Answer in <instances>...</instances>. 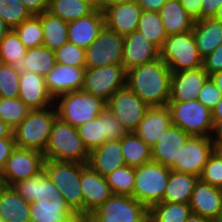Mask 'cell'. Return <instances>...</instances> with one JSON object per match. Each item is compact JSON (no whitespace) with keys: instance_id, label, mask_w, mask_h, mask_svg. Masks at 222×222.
I'll list each match as a JSON object with an SVG mask.
<instances>
[{"instance_id":"obj_1","label":"cell","mask_w":222,"mask_h":222,"mask_svg":"<svg viewBox=\"0 0 222 222\" xmlns=\"http://www.w3.org/2000/svg\"><path fill=\"white\" fill-rule=\"evenodd\" d=\"M12 188L30 202L31 222H76L79 219L44 170L14 183Z\"/></svg>"},{"instance_id":"obj_2","label":"cell","mask_w":222,"mask_h":222,"mask_svg":"<svg viewBox=\"0 0 222 222\" xmlns=\"http://www.w3.org/2000/svg\"><path fill=\"white\" fill-rule=\"evenodd\" d=\"M172 71L159 57L127 70L126 86L149 107L167 106Z\"/></svg>"},{"instance_id":"obj_3","label":"cell","mask_w":222,"mask_h":222,"mask_svg":"<svg viewBox=\"0 0 222 222\" xmlns=\"http://www.w3.org/2000/svg\"><path fill=\"white\" fill-rule=\"evenodd\" d=\"M45 160L67 161L87 164L89 152L84 146L77 128L61 121L53 122L48 144L44 151Z\"/></svg>"},{"instance_id":"obj_4","label":"cell","mask_w":222,"mask_h":222,"mask_svg":"<svg viewBox=\"0 0 222 222\" xmlns=\"http://www.w3.org/2000/svg\"><path fill=\"white\" fill-rule=\"evenodd\" d=\"M56 118L55 105L29 110L24 120L12 130L16 147L44 153Z\"/></svg>"},{"instance_id":"obj_5","label":"cell","mask_w":222,"mask_h":222,"mask_svg":"<svg viewBox=\"0 0 222 222\" xmlns=\"http://www.w3.org/2000/svg\"><path fill=\"white\" fill-rule=\"evenodd\" d=\"M44 171L60 191L70 209L79 218H83L81 163L45 160Z\"/></svg>"},{"instance_id":"obj_6","label":"cell","mask_w":222,"mask_h":222,"mask_svg":"<svg viewBox=\"0 0 222 222\" xmlns=\"http://www.w3.org/2000/svg\"><path fill=\"white\" fill-rule=\"evenodd\" d=\"M57 117L73 127L92 121L106 108V102L83 90L68 92L54 100Z\"/></svg>"},{"instance_id":"obj_7","label":"cell","mask_w":222,"mask_h":222,"mask_svg":"<svg viewBox=\"0 0 222 222\" xmlns=\"http://www.w3.org/2000/svg\"><path fill=\"white\" fill-rule=\"evenodd\" d=\"M160 58L172 72L194 70L203 66L193 31L168 36L160 49Z\"/></svg>"},{"instance_id":"obj_8","label":"cell","mask_w":222,"mask_h":222,"mask_svg":"<svg viewBox=\"0 0 222 222\" xmlns=\"http://www.w3.org/2000/svg\"><path fill=\"white\" fill-rule=\"evenodd\" d=\"M170 172V168L154 161L135 167L133 197L148 209L156 203L163 202Z\"/></svg>"},{"instance_id":"obj_9","label":"cell","mask_w":222,"mask_h":222,"mask_svg":"<svg viewBox=\"0 0 222 222\" xmlns=\"http://www.w3.org/2000/svg\"><path fill=\"white\" fill-rule=\"evenodd\" d=\"M171 122L191 136H208L213 131L212 110L197 99L186 102H168Z\"/></svg>"},{"instance_id":"obj_10","label":"cell","mask_w":222,"mask_h":222,"mask_svg":"<svg viewBox=\"0 0 222 222\" xmlns=\"http://www.w3.org/2000/svg\"><path fill=\"white\" fill-rule=\"evenodd\" d=\"M149 209L133 196L112 195L87 218L91 222H142Z\"/></svg>"},{"instance_id":"obj_11","label":"cell","mask_w":222,"mask_h":222,"mask_svg":"<svg viewBox=\"0 0 222 222\" xmlns=\"http://www.w3.org/2000/svg\"><path fill=\"white\" fill-rule=\"evenodd\" d=\"M126 77L123 64L86 68L82 90L107 103L116 91L126 86Z\"/></svg>"},{"instance_id":"obj_12","label":"cell","mask_w":222,"mask_h":222,"mask_svg":"<svg viewBox=\"0 0 222 222\" xmlns=\"http://www.w3.org/2000/svg\"><path fill=\"white\" fill-rule=\"evenodd\" d=\"M77 131L89 153L105 141L121 139L128 133L107 106L98 117L78 126Z\"/></svg>"},{"instance_id":"obj_13","label":"cell","mask_w":222,"mask_h":222,"mask_svg":"<svg viewBox=\"0 0 222 222\" xmlns=\"http://www.w3.org/2000/svg\"><path fill=\"white\" fill-rule=\"evenodd\" d=\"M123 41V35L105 25L99 32L98 38L85 49V67L99 68L107 65L123 64Z\"/></svg>"},{"instance_id":"obj_14","label":"cell","mask_w":222,"mask_h":222,"mask_svg":"<svg viewBox=\"0 0 222 222\" xmlns=\"http://www.w3.org/2000/svg\"><path fill=\"white\" fill-rule=\"evenodd\" d=\"M44 154L25 148L15 147L0 174V184L14 183L38 175L44 170Z\"/></svg>"},{"instance_id":"obj_15","label":"cell","mask_w":222,"mask_h":222,"mask_svg":"<svg viewBox=\"0 0 222 222\" xmlns=\"http://www.w3.org/2000/svg\"><path fill=\"white\" fill-rule=\"evenodd\" d=\"M126 131L134 132L150 108L127 86L116 91L106 103Z\"/></svg>"},{"instance_id":"obj_16","label":"cell","mask_w":222,"mask_h":222,"mask_svg":"<svg viewBox=\"0 0 222 222\" xmlns=\"http://www.w3.org/2000/svg\"><path fill=\"white\" fill-rule=\"evenodd\" d=\"M212 155V142L208 136H191L171 170L200 176Z\"/></svg>"},{"instance_id":"obj_17","label":"cell","mask_w":222,"mask_h":222,"mask_svg":"<svg viewBox=\"0 0 222 222\" xmlns=\"http://www.w3.org/2000/svg\"><path fill=\"white\" fill-rule=\"evenodd\" d=\"M80 185L83 193V218L88 217L113 195L106 178L88 164L81 163Z\"/></svg>"},{"instance_id":"obj_18","label":"cell","mask_w":222,"mask_h":222,"mask_svg":"<svg viewBox=\"0 0 222 222\" xmlns=\"http://www.w3.org/2000/svg\"><path fill=\"white\" fill-rule=\"evenodd\" d=\"M190 137V134L171 124L151 147L152 161L171 169Z\"/></svg>"},{"instance_id":"obj_19","label":"cell","mask_w":222,"mask_h":222,"mask_svg":"<svg viewBox=\"0 0 222 222\" xmlns=\"http://www.w3.org/2000/svg\"><path fill=\"white\" fill-rule=\"evenodd\" d=\"M210 75L200 67L194 70L172 72L169 102H186L198 98Z\"/></svg>"},{"instance_id":"obj_20","label":"cell","mask_w":222,"mask_h":222,"mask_svg":"<svg viewBox=\"0 0 222 222\" xmlns=\"http://www.w3.org/2000/svg\"><path fill=\"white\" fill-rule=\"evenodd\" d=\"M30 110L43 109L54 105L45 78L31 70H20L19 94Z\"/></svg>"},{"instance_id":"obj_21","label":"cell","mask_w":222,"mask_h":222,"mask_svg":"<svg viewBox=\"0 0 222 222\" xmlns=\"http://www.w3.org/2000/svg\"><path fill=\"white\" fill-rule=\"evenodd\" d=\"M160 57V50L138 30L124 36L122 62L127 70Z\"/></svg>"},{"instance_id":"obj_22","label":"cell","mask_w":222,"mask_h":222,"mask_svg":"<svg viewBox=\"0 0 222 222\" xmlns=\"http://www.w3.org/2000/svg\"><path fill=\"white\" fill-rule=\"evenodd\" d=\"M142 11L138 1L108 4L103 9L105 25L125 36L137 30Z\"/></svg>"},{"instance_id":"obj_23","label":"cell","mask_w":222,"mask_h":222,"mask_svg":"<svg viewBox=\"0 0 222 222\" xmlns=\"http://www.w3.org/2000/svg\"><path fill=\"white\" fill-rule=\"evenodd\" d=\"M86 68L57 63L45 78L49 94L55 100L68 92L82 90Z\"/></svg>"},{"instance_id":"obj_24","label":"cell","mask_w":222,"mask_h":222,"mask_svg":"<svg viewBox=\"0 0 222 222\" xmlns=\"http://www.w3.org/2000/svg\"><path fill=\"white\" fill-rule=\"evenodd\" d=\"M189 206L194 214L216 221L222 220V204L219 187L200 179L195 185Z\"/></svg>"},{"instance_id":"obj_25","label":"cell","mask_w":222,"mask_h":222,"mask_svg":"<svg viewBox=\"0 0 222 222\" xmlns=\"http://www.w3.org/2000/svg\"><path fill=\"white\" fill-rule=\"evenodd\" d=\"M104 26V12L98 7L90 15L68 22V42L87 49Z\"/></svg>"},{"instance_id":"obj_26","label":"cell","mask_w":222,"mask_h":222,"mask_svg":"<svg viewBox=\"0 0 222 222\" xmlns=\"http://www.w3.org/2000/svg\"><path fill=\"white\" fill-rule=\"evenodd\" d=\"M87 164L103 177L126 165L121 149V139L107 140L92 150Z\"/></svg>"},{"instance_id":"obj_27","label":"cell","mask_w":222,"mask_h":222,"mask_svg":"<svg viewBox=\"0 0 222 222\" xmlns=\"http://www.w3.org/2000/svg\"><path fill=\"white\" fill-rule=\"evenodd\" d=\"M171 124V113L167 106L150 107L134 133L152 147Z\"/></svg>"},{"instance_id":"obj_28","label":"cell","mask_w":222,"mask_h":222,"mask_svg":"<svg viewBox=\"0 0 222 222\" xmlns=\"http://www.w3.org/2000/svg\"><path fill=\"white\" fill-rule=\"evenodd\" d=\"M0 218L6 222H31L30 202L12 186L0 184Z\"/></svg>"},{"instance_id":"obj_29","label":"cell","mask_w":222,"mask_h":222,"mask_svg":"<svg viewBox=\"0 0 222 222\" xmlns=\"http://www.w3.org/2000/svg\"><path fill=\"white\" fill-rule=\"evenodd\" d=\"M192 31L196 47L203 59L222 44V24L213 17L196 20Z\"/></svg>"},{"instance_id":"obj_30","label":"cell","mask_w":222,"mask_h":222,"mask_svg":"<svg viewBox=\"0 0 222 222\" xmlns=\"http://www.w3.org/2000/svg\"><path fill=\"white\" fill-rule=\"evenodd\" d=\"M159 15L168 36L193 30L195 20L186 12L180 0H167Z\"/></svg>"},{"instance_id":"obj_31","label":"cell","mask_w":222,"mask_h":222,"mask_svg":"<svg viewBox=\"0 0 222 222\" xmlns=\"http://www.w3.org/2000/svg\"><path fill=\"white\" fill-rule=\"evenodd\" d=\"M199 176L171 170L163 202L189 203Z\"/></svg>"},{"instance_id":"obj_32","label":"cell","mask_w":222,"mask_h":222,"mask_svg":"<svg viewBox=\"0 0 222 222\" xmlns=\"http://www.w3.org/2000/svg\"><path fill=\"white\" fill-rule=\"evenodd\" d=\"M99 0H49L48 12L66 22H71L93 13Z\"/></svg>"},{"instance_id":"obj_33","label":"cell","mask_w":222,"mask_h":222,"mask_svg":"<svg viewBox=\"0 0 222 222\" xmlns=\"http://www.w3.org/2000/svg\"><path fill=\"white\" fill-rule=\"evenodd\" d=\"M41 19L43 46L56 51L68 42V22L45 11L37 15Z\"/></svg>"},{"instance_id":"obj_34","label":"cell","mask_w":222,"mask_h":222,"mask_svg":"<svg viewBox=\"0 0 222 222\" xmlns=\"http://www.w3.org/2000/svg\"><path fill=\"white\" fill-rule=\"evenodd\" d=\"M121 149L128 166L138 167L152 161L151 147L134 132L121 138Z\"/></svg>"},{"instance_id":"obj_35","label":"cell","mask_w":222,"mask_h":222,"mask_svg":"<svg viewBox=\"0 0 222 222\" xmlns=\"http://www.w3.org/2000/svg\"><path fill=\"white\" fill-rule=\"evenodd\" d=\"M57 64L55 51L46 46H39L27 49L25 56L19 66L20 70H31L40 76L45 77Z\"/></svg>"},{"instance_id":"obj_36","label":"cell","mask_w":222,"mask_h":222,"mask_svg":"<svg viewBox=\"0 0 222 222\" xmlns=\"http://www.w3.org/2000/svg\"><path fill=\"white\" fill-rule=\"evenodd\" d=\"M191 214L189 203L159 202L149 208L152 222H185Z\"/></svg>"},{"instance_id":"obj_37","label":"cell","mask_w":222,"mask_h":222,"mask_svg":"<svg viewBox=\"0 0 222 222\" xmlns=\"http://www.w3.org/2000/svg\"><path fill=\"white\" fill-rule=\"evenodd\" d=\"M137 30L143 33L159 50L168 37L159 12L142 11Z\"/></svg>"},{"instance_id":"obj_38","label":"cell","mask_w":222,"mask_h":222,"mask_svg":"<svg viewBox=\"0 0 222 222\" xmlns=\"http://www.w3.org/2000/svg\"><path fill=\"white\" fill-rule=\"evenodd\" d=\"M26 52L27 48L20 41L17 33L10 29L0 42V62L19 67Z\"/></svg>"},{"instance_id":"obj_39","label":"cell","mask_w":222,"mask_h":222,"mask_svg":"<svg viewBox=\"0 0 222 222\" xmlns=\"http://www.w3.org/2000/svg\"><path fill=\"white\" fill-rule=\"evenodd\" d=\"M114 195L133 196L135 167L124 165L105 176Z\"/></svg>"},{"instance_id":"obj_40","label":"cell","mask_w":222,"mask_h":222,"mask_svg":"<svg viewBox=\"0 0 222 222\" xmlns=\"http://www.w3.org/2000/svg\"><path fill=\"white\" fill-rule=\"evenodd\" d=\"M13 30L27 49L43 45L41 19L37 15H33L28 20L23 21Z\"/></svg>"},{"instance_id":"obj_41","label":"cell","mask_w":222,"mask_h":222,"mask_svg":"<svg viewBox=\"0 0 222 222\" xmlns=\"http://www.w3.org/2000/svg\"><path fill=\"white\" fill-rule=\"evenodd\" d=\"M29 110L19 98L0 97V118L12 129L24 120Z\"/></svg>"},{"instance_id":"obj_42","label":"cell","mask_w":222,"mask_h":222,"mask_svg":"<svg viewBox=\"0 0 222 222\" xmlns=\"http://www.w3.org/2000/svg\"><path fill=\"white\" fill-rule=\"evenodd\" d=\"M0 16L10 29H14L33 15L21 0H0Z\"/></svg>"},{"instance_id":"obj_43","label":"cell","mask_w":222,"mask_h":222,"mask_svg":"<svg viewBox=\"0 0 222 222\" xmlns=\"http://www.w3.org/2000/svg\"><path fill=\"white\" fill-rule=\"evenodd\" d=\"M19 82V67L0 62V97L18 98Z\"/></svg>"},{"instance_id":"obj_44","label":"cell","mask_w":222,"mask_h":222,"mask_svg":"<svg viewBox=\"0 0 222 222\" xmlns=\"http://www.w3.org/2000/svg\"><path fill=\"white\" fill-rule=\"evenodd\" d=\"M57 63L73 66L76 68L85 67V49L73 43L67 42L55 51Z\"/></svg>"},{"instance_id":"obj_45","label":"cell","mask_w":222,"mask_h":222,"mask_svg":"<svg viewBox=\"0 0 222 222\" xmlns=\"http://www.w3.org/2000/svg\"><path fill=\"white\" fill-rule=\"evenodd\" d=\"M199 179L205 183H209L212 186H222V160L212 154L206 165L203 167L202 173Z\"/></svg>"},{"instance_id":"obj_46","label":"cell","mask_w":222,"mask_h":222,"mask_svg":"<svg viewBox=\"0 0 222 222\" xmlns=\"http://www.w3.org/2000/svg\"><path fill=\"white\" fill-rule=\"evenodd\" d=\"M221 98V91L218 89L213 80L209 78L200 91L197 100L205 107L212 110L220 102Z\"/></svg>"},{"instance_id":"obj_47","label":"cell","mask_w":222,"mask_h":222,"mask_svg":"<svg viewBox=\"0 0 222 222\" xmlns=\"http://www.w3.org/2000/svg\"><path fill=\"white\" fill-rule=\"evenodd\" d=\"M203 67L209 75L222 71V44L203 59Z\"/></svg>"},{"instance_id":"obj_48","label":"cell","mask_w":222,"mask_h":222,"mask_svg":"<svg viewBox=\"0 0 222 222\" xmlns=\"http://www.w3.org/2000/svg\"><path fill=\"white\" fill-rule=\"evenodd\" d=\"M15 147L14 137L0 138V174L4 170L7 160Z\"/></svg>"},{"instance_id":"obj_49","label":"cell","mask_w":222,"mask_h":222,"mask_svg":"<svg viewBox=\"0 0 222 222\" xmlns=\"http://www.w3.org/2000/svg\"><path fill=\"white\" fill-rule=\"evenodd\" d=\"M32 15L48 11L49 0H21Z\"/></svg>"},{"instance_id":"obj_50","label":"cell","mask_w":222,"mask_h":222,"mask_svg":"<svg viewBox=\"0 0 222 222\" xmlns=\"http://www.w3.org/2000/svg\"><path fill=\"white\" fill-rule=\"evenodd\" d=\"M221 5L222 0H202L201 19L214 17Z\"/></svg>"},{"instance_id":"obj_51","label":"cell","mask_w":222,"mask_h":222,"mask_svg":"<svg viewBox=\"0 0 222 222\" xmlns=\"http://www.w3.org/2000/svg\"><path fill=\"white\" fill-rule=\"evenodd\" d=\"M186 12L196 21L201 19L202 0H180Z\"/></svg>"},{"instance_id":"obj_52","label":"cell","mask_w":222,"mask_h":222,"mask_svg":"<svg viewBox=\"0 0 222 222\" xmlns=\"http://www.w3.org/2000/svg\"><path fill=\"white\" fill-rule=\"evenodd\" d=\"M167 0H138L143 11L159 12Z\"/></svg>"},{"instance_id":"obj_53","label":"cell","mask_w":222,"mask_h":222,"mask_svg":"<svg viewBox=\"0 0 222 222\" xmlns=\"http://www.w3.org/2000/svg\"><path fill=\"white\" fill-rule=\"evenodd\" d=\"M210 138L211 142H222V121L213 123V131Z\"/></svg>"},{"instance_id":"obj_54","label":"cell","mask_w":222,"mask_h":222,"mask_svg":"<svg viewBox=\"0 0 222 222\" xmlns=\"http://www.w3.org/2000/svg\"><path fill=\"white\" fill-rule=\"evenodd\" d=\"M12 128L8 126L1 118H0V138L3 137H14L12 133Z\"/></svg>"},{"instance_id":"obj_55","label":"cell","mask_w":222,"mask_h":222,"mask_svg":"<svg viewBox=\"0 0 222 222\" xmlns=\"http://www.w3.org/2000/svg\"><path fill=\"white\" fill-rule=\"evenodd\" d=\"M213 122L222 121V98L220 102L212 109Z\"/></svg>"},{"instance_id":"obj_56","label":"cell","mask_w":222,"mask_h":222,"mask_svg":"<svg viewBox=\"0 0 222 222\" xmlns=\"http://www.w3.org/2000/svg\"><path fill=\"white\" fill-rule=\"evenodd\" d=\"M210 78L213 80V82L216 84V86L222 93V71H218L211 74Z\"/></svg>"},{"instance_id":"obj_57","label":"cell","mask_w":222,"mask_h":222,"mask_svg":"<svg viewBox=\"0 0 222 222\" xmlns=\"http://www.w3.org/2000/svg\"><path fill=\"white\" fill-rule=\"evenodd\" d=\"M185 222H215V221L192 213Z\"/></svg>"},{"instance_id":"obj_58","label":"cell","mask_w":222,"mask_h":222,"mask_svg":"<svg viewBox=\"0 0 222 222\" xmlns=\"http://www.w3.org/2000/svg\"><path fill=\"white\" fill-rule=\"evenodd\" d=\"M212 154L222 160V142H212Z\"/></svg>"},{"instance_id":"obj_59","label":"cell","mask_w":222,"mask_h":222,"mask_svg":"<svg viewBox=\"0 0 222 222\" xmlns=\"http://www.w3.org/2000/svg\"><path fill=\"white\" fill-rule=\"evenodd\" d=\"M138 0H99V7L104 9L108 4H116V3H123V2H132Z\"/></svg>"},{"instance_id":"obj_60","label":"cell","mask_w":222,"mask_h":222,"mask_svg":"<svg viewBox=\"0 0 222 222\" xmlns=\"http://www.w3.org/2000/svg\"><path fill=\"white\" fill-rule=\"evenodd\" d=\"M10 31V28L5 24L4 20L0 16V42Z\"/></svg>"},{"instance_id":"obj_61","label":"cell","mask_w":222,"mask_h":222,"mask_svg":"<svg viewBox=\"0 0 222 222\" xmlns=\"http://www.w3.org/2000/svg\"><path fill=\"white\" fill-rule=\"evenodd\" d=\"M213 18L222 21V5L218 8L217 13Z\"/></svg>"},{"instance_id":"obj_62","label":"cell","mask_w":222,"mask_h":222,"mask_svg":"<svg viewBox=\"0 0 222 222\" xmlns=\"http://www.w3.org/2000/svg\"><path fill=\"white\" fill-rule=\"evenodd\" d=\"M76 222H91L87 217L79 218Z\"/></svg>"},{"instance_id":"obj_63","label":"cell","mask_w":222,"mask_h":222,"mask_svg":"<svg viewBox=\"0 0 222 222\" xmlns=\"http://www.w3.org/2000/svg\"><path fill=\"white\" fill-rule=\"evenodd\" d=\"M142 222H152L151 217L148 215Z\"/></svg>"},{"instance_id":"obj_64","label":"cell","mask_w":222,"mask_h":222,"mask_svg":"<svg viewBox=\"0 0 222 222\" xmlns=\"http://www.w3.org/2000/svg\"><path fill=\"white\" fill-rule=\"evenodd\" d=\"M219 190H220V197H221V204H222V186L219 187Z\"/></svg>"}]
</instances>
